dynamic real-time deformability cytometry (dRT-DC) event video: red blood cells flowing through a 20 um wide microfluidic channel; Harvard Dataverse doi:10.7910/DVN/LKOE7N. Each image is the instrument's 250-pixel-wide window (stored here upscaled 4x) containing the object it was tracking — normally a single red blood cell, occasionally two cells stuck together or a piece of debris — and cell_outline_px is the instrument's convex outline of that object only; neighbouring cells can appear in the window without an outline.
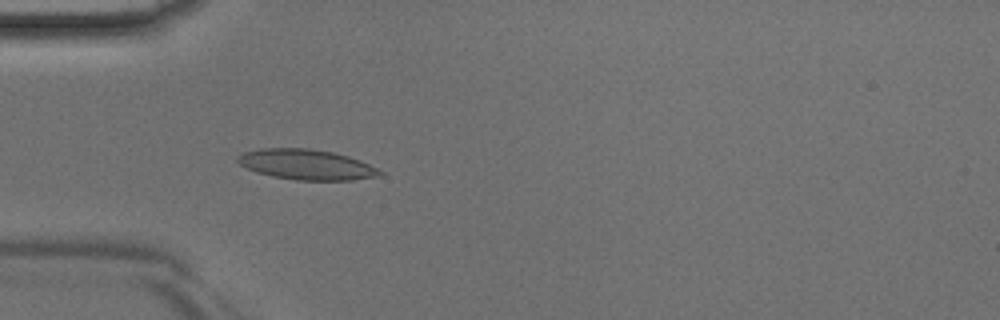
{"species": "Egyptian fruit bat (a non-hibernating species)", "species_latin": "Rousettus aegyptiacus", "temperature_condition": "room temperature", "stored_images_in_passage": 37, "camera_frame_rate_fps": 3000, "um_per_image_px": 0.085, "animal": {"sex": "male"}, "frame": {"image": 1, "passage_image": 5, "time_ms": 1.333, "image_size_px": [1000, 320], "cell_outline_px": [[384, 172], [380, 176], [352, 180], [296, 180], [256, 172], [240, 164], [236, 160], [236, 156], [244, 152], [260, 148], [308, 148], [332, 152], [348, 156], [360, 160]], "centroid_in_image_um": [26.05, 13.98], "position_along_channel_um": 59.0, "area_um2": 24.97}}
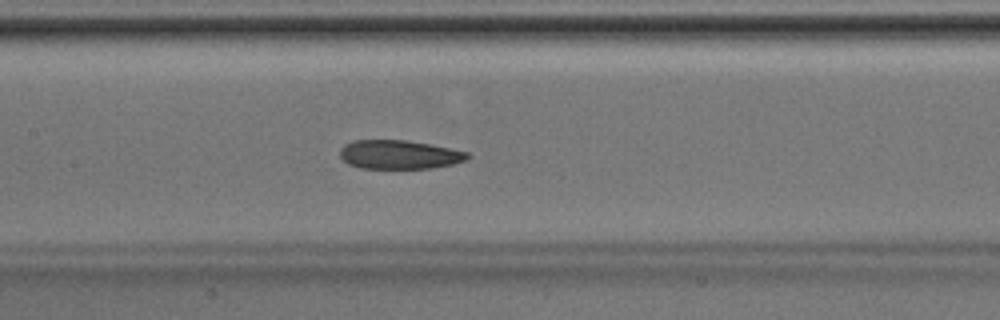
{"frame": {"image": 2, "passage_image": 13, "time_ms": 4.0, "image_size_px": [1000, 320], "cell_outline_px": [[472, 156], [468, 160], [452, 164], [432, 168], [360, 168], [348, 164], [340, 156], [340, 148], [344, 144], [352, 140], [408, 140], [432, 144], [468, 152]], "centroid_in_image_um": [33.95, 13.13], "position_along_channel_um": 173.4, "area_um2": 21.68}}
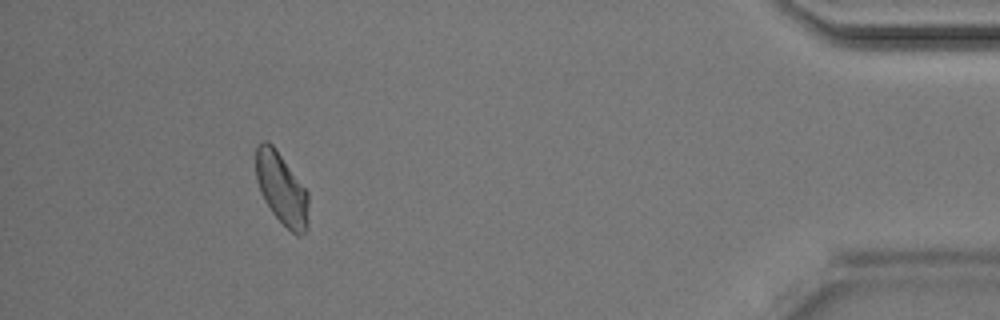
{"frame": {"image": 3, "passage_image": 33, "time_ms": 10.667, "image_size_px": [1000, 320], "cell_outline_px": [[308, 228], [300, 236], [296, 236], [272, 212], [264, 200], [260, 192], [256, 180], [256, 144], [260, 140], [268, 140], [276, 148], [308, 192]], "centroid_in_image_um": [23.93, 16.01], "position_along_channel_um": 411.3, "area_um2": 22.2}}